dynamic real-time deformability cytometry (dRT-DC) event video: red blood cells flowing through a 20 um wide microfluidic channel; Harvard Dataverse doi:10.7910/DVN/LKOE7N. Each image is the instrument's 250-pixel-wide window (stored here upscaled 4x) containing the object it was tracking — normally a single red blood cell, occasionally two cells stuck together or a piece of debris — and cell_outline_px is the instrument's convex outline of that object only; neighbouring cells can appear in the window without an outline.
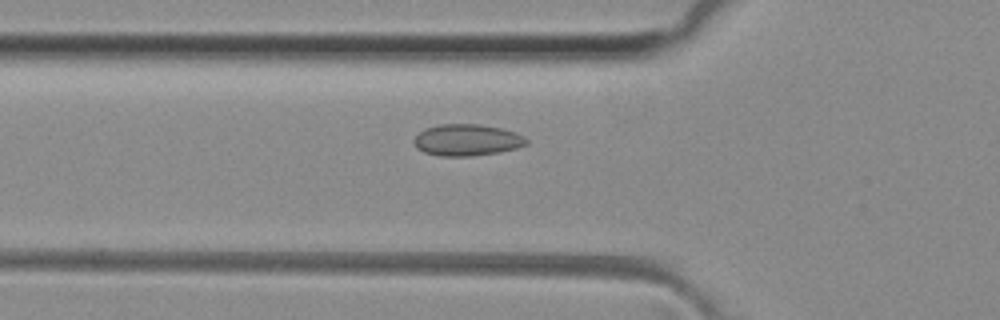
{"species": "common noctule bat (a hibernating species)", "species_latin": "Nyctalus noctula", "temperature_condition": "room temperature", "stored_images_in_passage": 40, "camera_frame_rate_fps": 3000, "um_per_image_px": 0.085, "animal": {"sex": "female", "body_mass_g": 29.2, "forearm_length_mm": 56.3}, "frame": {"image": 1, "passage_image": 12, "time_ms": 3.667, "image_size_px": [1000, 320], "cell_outline_px": [[528, 144], [516, 148], [500, 152], [472, 156], [440, 156], [424, 152], [416, 148], [412, 140], [424, 128], [440, 124], [480, 124], [500, 128], [516, 132], [524, 136], [528, 140]], "centroid_in_image_um": [39.69, 11.9], "position_along_channel_um": 86.1, "area_um2": 20.87}}
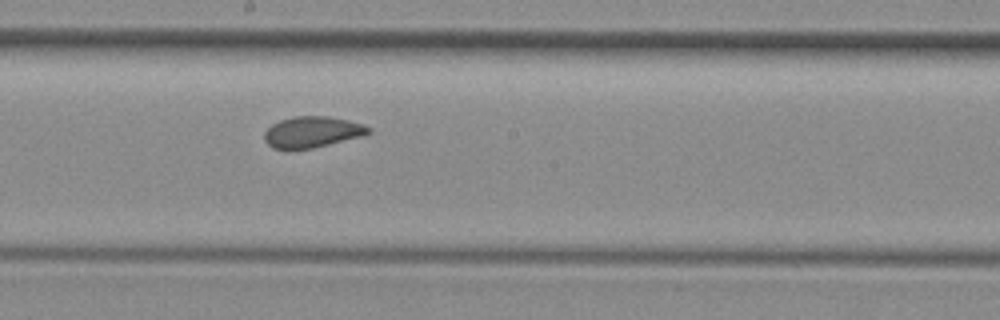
{"frame": {"image": 2, "passage_image": 22, "time_ms": 7.0, "image_size_px": [1000, 320], "cell_outline_px": [[372, 132], [364, 136], [312, 148], [288, 152], [272, 148], [264, 140], [264, 132], [272, 124], [280, 120], [292, 116], [328, 116], [348, 120], [364, 124], [372, 128]], "centroid_in_image_um": [26.52, 11.25], "position_along_channel_um": 221.7, "area_um2": 19.48}}
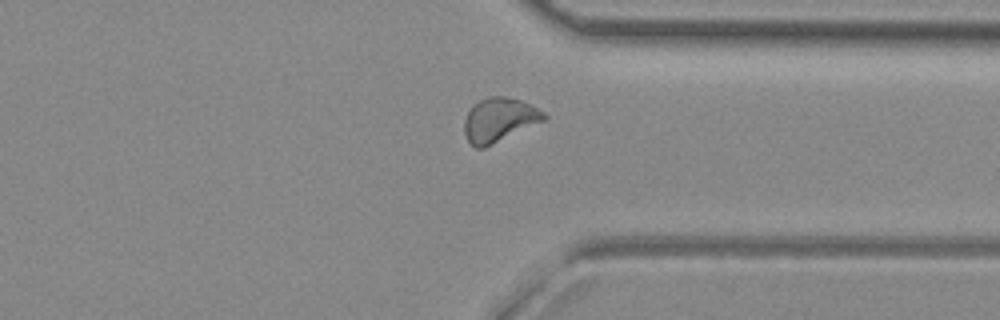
{"frame": {"image": 3, "passage_image": 33, "time_ms": 10.667, "image_size_px": [1000, 320], "cell_outline_px": [[548, 116], [544, 120], [484, 148], [476, 148], [468, 140], [464, 132], [464, 120], [468, 112], [480, 100], [488, 96], [504, 96], [520, 100], [544, 112]], "centroid_in_image_um": [42.42, 10.19], "position_along_channel_um": 369.0, "area_um2": 20.0}}